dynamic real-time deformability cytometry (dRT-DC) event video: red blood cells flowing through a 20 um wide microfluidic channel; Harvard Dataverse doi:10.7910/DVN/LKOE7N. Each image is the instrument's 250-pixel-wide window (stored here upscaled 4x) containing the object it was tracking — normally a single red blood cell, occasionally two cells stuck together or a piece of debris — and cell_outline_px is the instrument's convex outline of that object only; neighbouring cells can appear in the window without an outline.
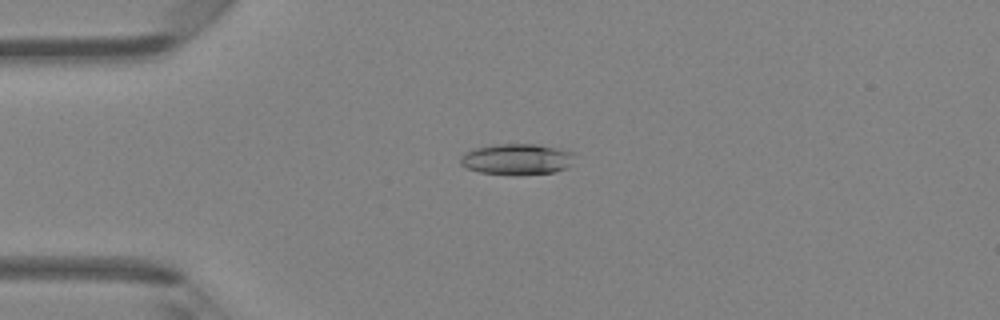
{"species": "Egyptian fruit bat (a non-hibernating species)", "species_latin": "Rousettus aegyptiacus", "temperature_condition": "room temperature", "stored_images_in_passage": 6, "camera_frame_rate_fps": 3000, "um_per_image_px": 0.085, "animal": {"sex": "female"}, "frame": {"image": 1, "passage_image": 4, "time_ms": 3.333, "image_size_px": [1000, 320], "cell_outline_px": [[572, 156], [568, 168], [556, 172], [516, 176], [480, 172], [464, 168], [460, 164], [460, 156], [464, 152], [476, 148], [500, 144], [536, 144], [556, 148], [572, 152]], "centroid_in_image_um": [43.88, 13.56], "position_along_channel_um": 41.1, "area_um2": 20.75}}
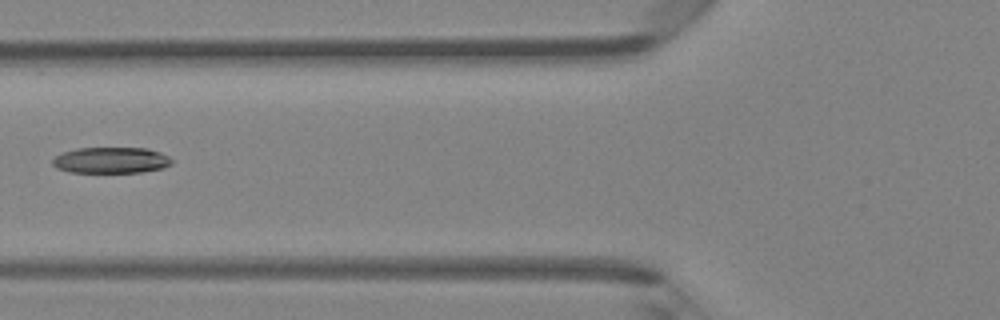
{"frame": {"image": 2, "passage_image": 6, "time_ms": 5.667, "image_size_px": [1000, 320], "cell_outline_px": [[172, 164], [164, 168], [140, 172], [68, 172], [56, 168], [52, 164], [52, 160], [60, 152], [76, 148], [148, 148], [160, 152], [168, 156], [172, 160]], "centroid_in_image_um": [9.42, 13.61], "position_along_channel_um": 116.4, "area_um2": 18.26}}